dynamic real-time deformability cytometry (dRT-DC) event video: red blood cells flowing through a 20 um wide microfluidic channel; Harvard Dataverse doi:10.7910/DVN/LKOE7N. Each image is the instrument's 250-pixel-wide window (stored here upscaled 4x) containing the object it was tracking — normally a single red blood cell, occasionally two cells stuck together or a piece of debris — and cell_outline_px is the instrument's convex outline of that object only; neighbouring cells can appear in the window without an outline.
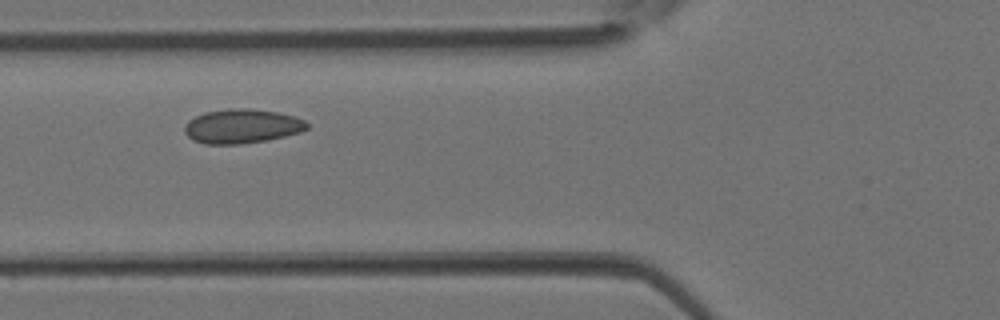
{"species": "Egyptian fruit bat (a non-hibernating species)", "species_latin": "Rousettus aegyptiacus", "temperature_condition": "room temperature", "stored_images_in_passage": 2, "camera_frame_rate_fps": 3000, "um_per_image_px": 0.085, "animal": {"sex": "female"}, "frame": {"image": 1, "passage_image": 2, "time_ms": 0.333, "image_size_px": [1000, 320], "cell_outline_px": [[308, 128], [300, 132], [268, 140], [240, 144], [204, 144], [192, 140], [184, 132], [184, 124], [188, 120], [204, 112], [228, 108], [248, 108], [276, 112], [296, 116], [304, 120], [308, 124]], "centroid_in_image_um": [20.54, 10.72], "position_along_channel_um": 105.3, "area_um2": 24.62}}